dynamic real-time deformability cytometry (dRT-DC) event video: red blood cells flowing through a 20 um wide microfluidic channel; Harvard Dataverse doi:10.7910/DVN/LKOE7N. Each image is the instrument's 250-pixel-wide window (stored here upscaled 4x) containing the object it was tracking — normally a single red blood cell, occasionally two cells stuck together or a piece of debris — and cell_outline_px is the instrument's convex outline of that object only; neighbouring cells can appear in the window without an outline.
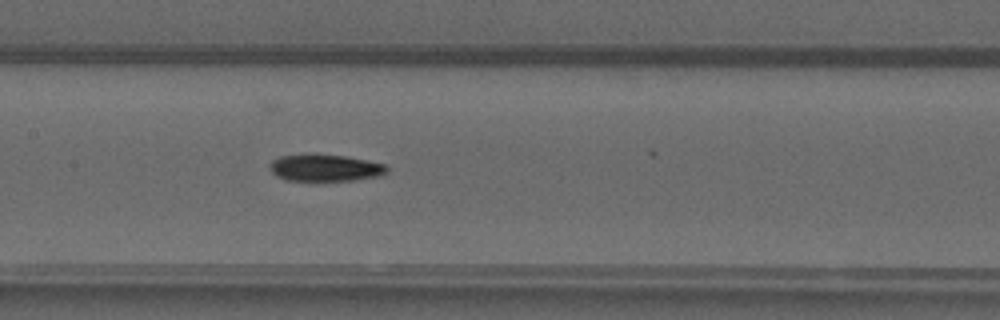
{"species": "common noctule bat (a hibernating species)", "species_latin": "Nyctalus noctula", "temperature_condition": "warm", "stored_images_in_passage": 29, "camera_frame_rate_fps": 3000, "um_per_image_px": 0.085, "animal": {"sex": "male", "forearm_length_mm": 52.5}, "frame": {"image": 1, "passage_image": 20, "time_ms": 6.333, "image_size_px": [1000, 320], "cell_outline_px": [[388, 172], [384, 176], [356, 180], [288, 180], [276, 176], [268, 168], [268, 164], [272, 160], [280, 156], [308, 152], [312, 152], [344, 156], [384, 164], [388, 168]], "centroid_in_image_um": [27.61, 14.24], "position_along_channel_um": 179.8, "area_um2": 18.84}}
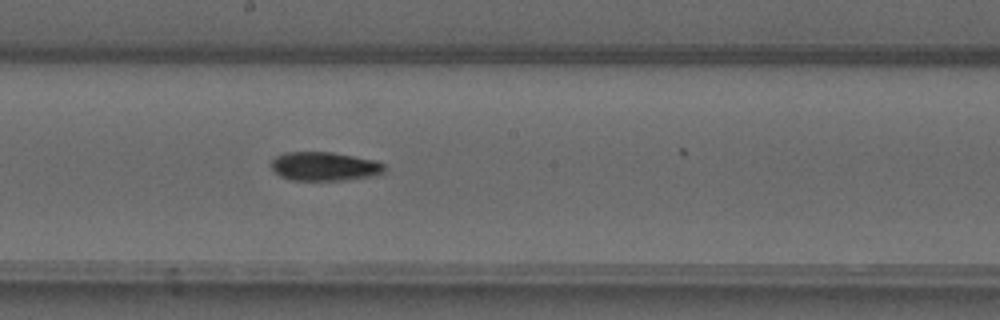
{"frame": {"image": 2, "passage_image": 23, "time_ms": 7.333, "image_size_px": [1000, 320], "cell_outline_px": [[388, 168], [384, 172], [376, 176], [348, 180], [292, 180], [280, 176], [272, 168], [272, 160], [276, 156], [284, 152], [332, 152], [376, 160], [384, 164]], "centroid_in_image_um": [27.65, 14.14], "position_along_channel_um": 220.6, "area_um2": 19.25}}
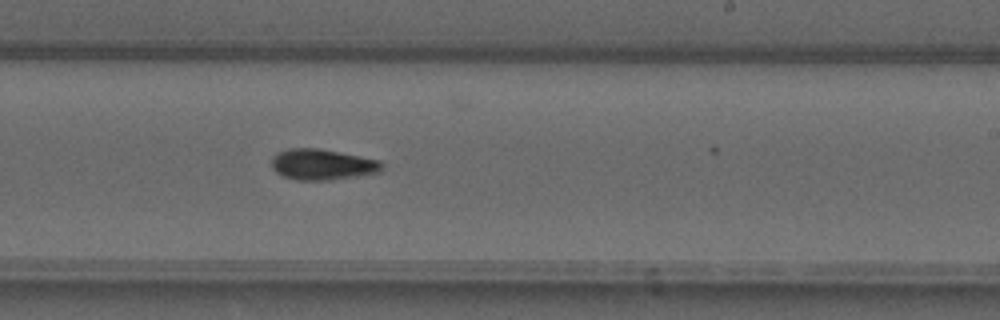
{"frame": {"image": 3, "passage_image": 26, "time_ms": 8.333, "image_size_px": [1000, 320], "cell_outline_px": [[384, 168], [380, 172], [332, 180], [296, 180], [284, 176], [276, 172], [272, 168], [272, 156], [276, 152], [288, 148], [320, 148], [380, 160], [384, 164]], "centroid_in_image_um": [27.4, 13.97], "position_along_channel_um": 261.6, "area_um2": 20.06}}